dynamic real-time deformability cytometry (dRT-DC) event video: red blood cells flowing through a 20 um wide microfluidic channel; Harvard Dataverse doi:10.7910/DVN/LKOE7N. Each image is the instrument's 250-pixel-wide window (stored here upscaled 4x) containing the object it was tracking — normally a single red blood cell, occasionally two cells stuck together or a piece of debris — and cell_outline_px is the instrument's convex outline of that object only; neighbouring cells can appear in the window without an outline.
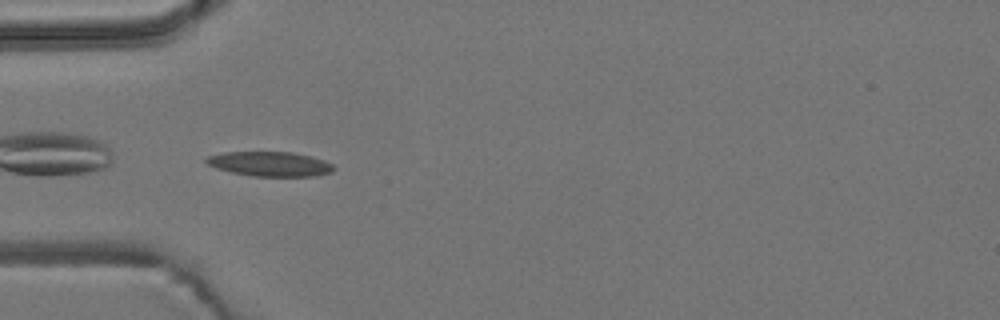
{"species": "common noctule bat (a hibernating species)", "species_latin": "Nyctalus noctula", "temperature_condition": "room temperature", "stored_images_in_passage": 36, "camera_frame_rate_fps": 3000, "um_per_image_px": 0.085, "animal": {"sex": "male", "body_mass_g": 19.2, "forearm_length_mm": 51.8}, "frame": {"image": 1, "passage_image": 1, "time_ms": 0.0, "image_size_px": [1000, 320], "cell_outline_px": [[336, 168], [332, 172], [316, 176], [252, 176], [232, 172], [216, 168], [208, 164], [204, 160], [208, 156], [224, 152], [292, 152], [324, 160], [332, 164]], "centroid_in_image_um": [22.96, 13.94], "position_along_channel_um": 62.0, "area_um2": 18.21}}
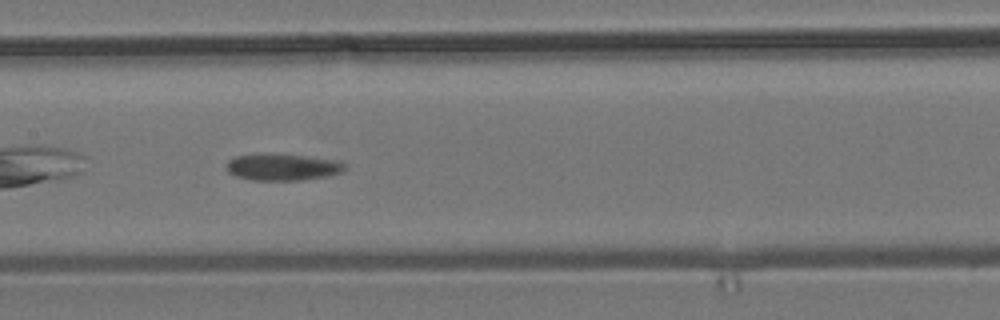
{"frame": {"image": 2, "passage_image": 11, "time_ms": 3.333, "image_size_px": [1000, 320], "cell_outline_px": [[344, 168], [340, 172], [328, 176], [304, 180], [252, 180], [236, 176], [228, 172], [228, 160], [236, 156], [300, 156], [332, 160], [344, 164]], "centroid_in_image_um": [24.01, 14.25], "position_along_channel_um": 183.4, "area_um2": 17.28}}
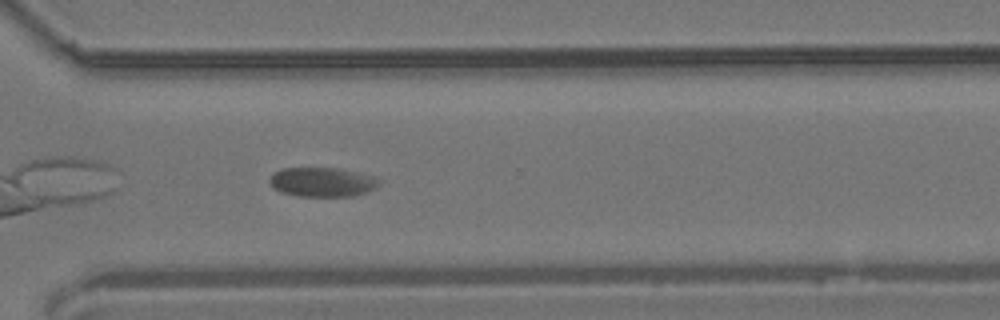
{"frame": {"image": 3, "passage_image": 24, "time_ms": 7.667, "image_size_px": [1000, 320], "cell_outline_px": [[380, 184], [376, 188], [352, 196], [296, 196], [280, 192], [268, 180], [272, 172], [280, 168], [336, 168], [372, 176], [380, 180]], "centroid_in_image_um": [27.35, 15.47], "position_along_channel_um": 343.3, "area_um2": 18.61}}